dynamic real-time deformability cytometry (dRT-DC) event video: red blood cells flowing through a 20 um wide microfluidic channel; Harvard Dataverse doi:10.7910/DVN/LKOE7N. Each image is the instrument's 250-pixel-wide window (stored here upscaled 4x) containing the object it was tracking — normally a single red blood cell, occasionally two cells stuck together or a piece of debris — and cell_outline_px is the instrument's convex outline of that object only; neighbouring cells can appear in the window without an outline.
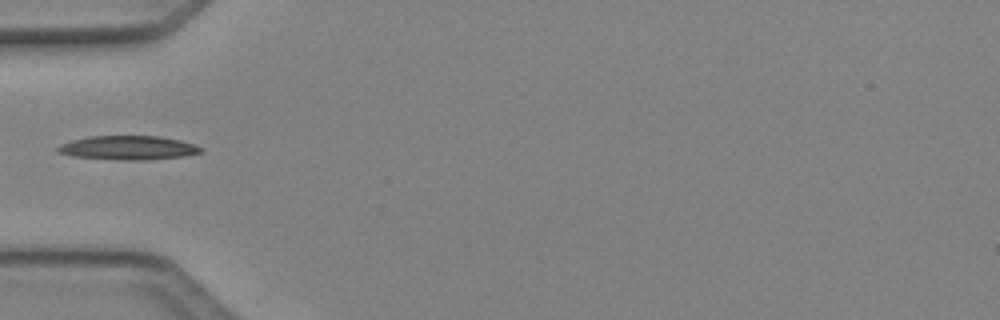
{"species": "Egyptian fruit bat (a non-hibernating species)", "species_latin": "Rousettus aegyptiacus", "temperature_condition": "cold", "stored_images_in_passage": 2, "camera_frame_rate_fps": 3000, "um_per_image_px": 0.085, "animal": {"sex": "female"}, "frame": {"image": 1, "passage_image": 1, "time_ms": 0.0, "image_size_px": [1000, 320], "cell_outline_px": [[200, 152], [184, 156], [144, 160], [124, 160], [72, 156], [56, 152], [56, 148], [60, 144], [72, 140], [88, 136], [160, 136], [180, 140], [192, 144], [200, 148]], "centroid_in_image_um": [10.82, 12.56], "position_along_channel_um": 74.2, "area_um2": 19.83}}
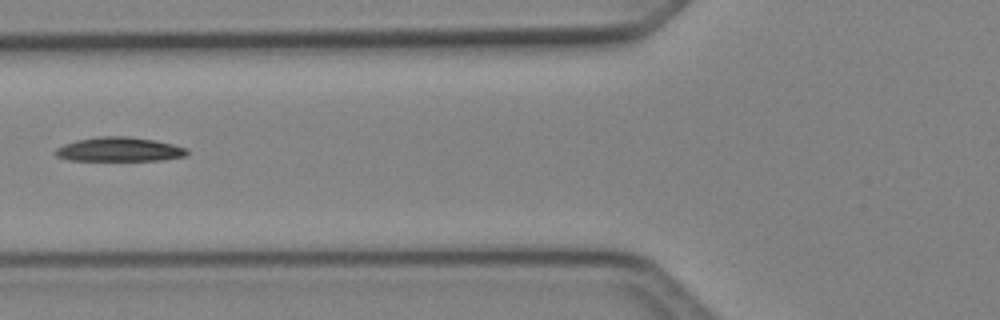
{"frame": {"image": 2, "passage_image": 2, "time_ms": 0.333, "image_size_px": [1000, 320], "cell_outline_px": [[188, 156], [160, 160], [68, 160], [56, 156], [52, 152], [56, 148], [64, 144], [76, 140], [100, 136], [128, 136], [156, 140], [188, 148]], "centroid_in_image_um": [10.14, 12.69], "position_along_channel_um": 115.7, "area_um2": 18.73}}